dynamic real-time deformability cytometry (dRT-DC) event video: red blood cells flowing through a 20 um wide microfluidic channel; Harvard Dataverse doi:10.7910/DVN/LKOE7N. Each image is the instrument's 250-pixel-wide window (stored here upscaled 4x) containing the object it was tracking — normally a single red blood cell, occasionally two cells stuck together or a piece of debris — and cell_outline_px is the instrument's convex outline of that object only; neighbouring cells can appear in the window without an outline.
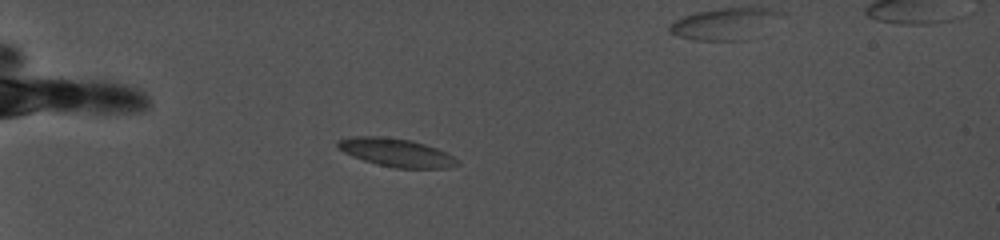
{"species": "common noctule bat (a hibernating species)", "species_latin": "Nyctalus noctula", "temperature_condition": "cold", "stored_images_in_passage": 17, "camera_frame_rate_fps": 5000, "um_per_image_px": 0.085, "animal": {"sex": "female", "body_mass_g": 19.0, "forearm_length_mm": 56.7}, "frame": {"image": 1, "passage_image": 6, "time_ms": 3.0, "image_size_px": [1000, 240], "cell_outline_px": [[460, 164], [448, 168], [396, 168], [376, 164], [352, 156], [344, 152], [336, 144], [336, 140], [352, 136], [380, 136], [412, 140], [436, 148], [460, 160]], "centroid_in_image_um": [33.68, 12.96], "position_along_channel_um": 51.3, "area_um2": 19.65}}
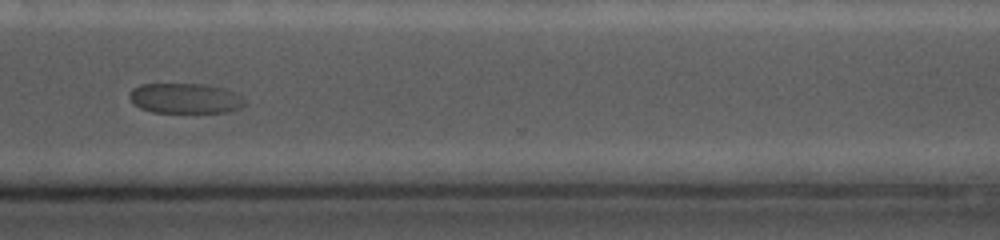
{"frame": {"image": 2, "passage_image": 15, "time_ms": 13.2, "image_size_px": [1000, 240], "cell_outline_px": [[244, 104], [240, 108], [228, 112], [152, 112], [140, 108], [128, 96], [132, 88], [140, 84], [208, 84], [232, 92], [240, 96], [244, 100]], "centroid_in_image_um": [15.71, 8.36], "position_along_channel_um": 354.9, "area_um2": 20.06}}
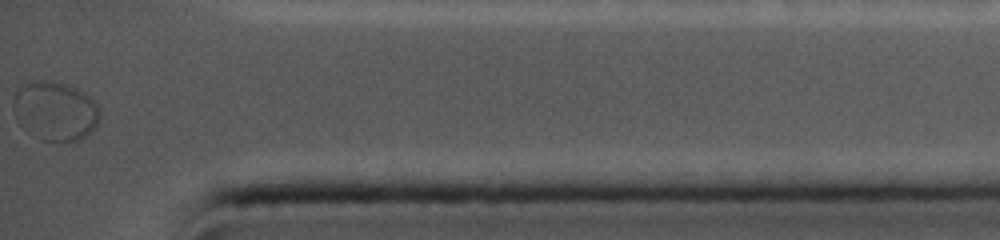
{"frame": {"image": 3, "passage_image": 17, "time_ms": 15.4, "image_size_px": [1000, 240], "cell_outline_px": [[100, 120], [96, 128], [80, 140], [40, 140], [36, 136], [16, 100], [16, 92], [20, 88], [28, 84], [44, 80], [52, 80], [76, 88], [84, 92], [100, 108]], "centroid_in_image_um": [4.93, 9.41], "position_along_channel_um": 430.3, "area_um2": 27.57}, "authors_computed_cell_mechanics": {"area_um2": 19.8254, "velocity_mm_per_s": 3.6572, "shape_relaxation_time_tau1_ms": 1.0317, "shape_relaxation_time_tau2_ms": null, "deformation_change_tau1": 0.0317, "deformation_change_tau2": null}}